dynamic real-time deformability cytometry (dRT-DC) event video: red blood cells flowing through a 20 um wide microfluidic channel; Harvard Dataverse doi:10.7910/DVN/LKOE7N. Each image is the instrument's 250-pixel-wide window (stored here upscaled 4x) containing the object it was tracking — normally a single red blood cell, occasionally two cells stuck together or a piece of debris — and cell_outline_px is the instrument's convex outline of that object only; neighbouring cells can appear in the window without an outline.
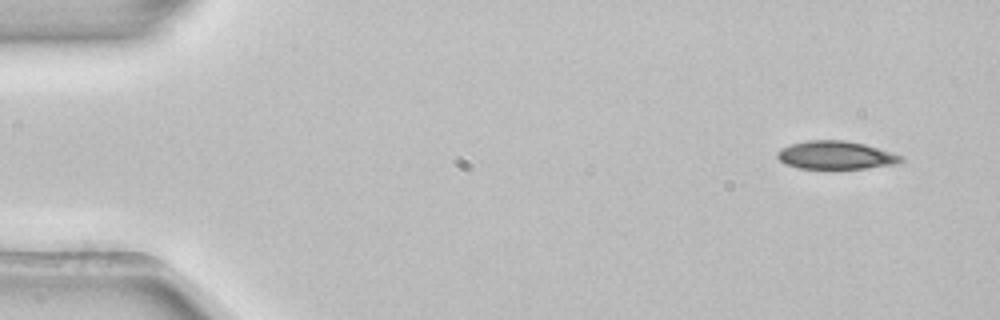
{"species": "common noctule bat (a hibernating species)", "species_latin": "Nyctalus noctula", "temperature_condition": "room temperature", "stored_images_in_passage": 4, "camera_frame_rate_fps": 3000, "um_per_image_px": 0.085, "animal": {"sex": "female", "body_mass_g": 22.7, "forearm_length_mm": 54.2}, "frame": {"image": 1, "passage_image": 1, "time_ms": 0.0, "image_size_px": [1000, 320], "cell_outline_px": [[904, 160], [896, 164], [864, 168], [800, 168], [784, 164], [776, 156], [776, 152], [780, 148], [804, 140], [844, 140], [864, 144], [892, 152], [904, 156]], "centroid_in_image_um": [71.03, 13.18], "position_along_channel_um": 14.0, "area_um2": 20.29}}
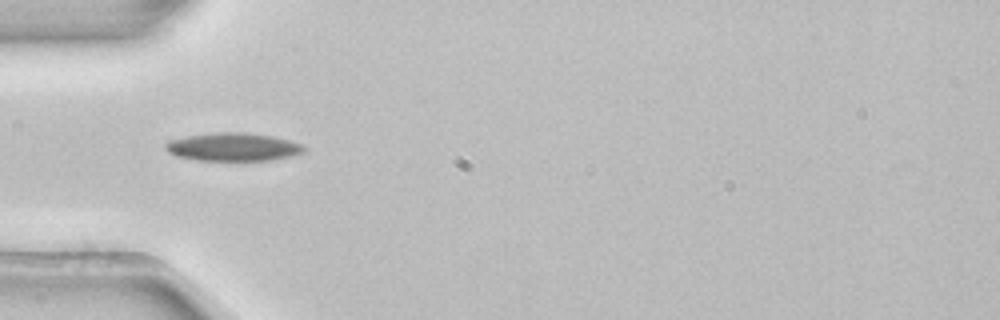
{"frame": {"image": 2, "passage_image": 3, "time_ms": 0.667, "image_size_px": [1000, 320], "cell_outline_px": [[308, 148], [304, 152], [272, 160], [196, 160], [176, 156], [168, 152], [164, 148], [164, 144], [168, 140], [184, 136], [216, 132], [244, 132], [272, 136], [304, 144]], "centroid_in_image_um": [19.79, 12.48], "position_along_channel_um": 65.2, "area_um2": 22.89}}